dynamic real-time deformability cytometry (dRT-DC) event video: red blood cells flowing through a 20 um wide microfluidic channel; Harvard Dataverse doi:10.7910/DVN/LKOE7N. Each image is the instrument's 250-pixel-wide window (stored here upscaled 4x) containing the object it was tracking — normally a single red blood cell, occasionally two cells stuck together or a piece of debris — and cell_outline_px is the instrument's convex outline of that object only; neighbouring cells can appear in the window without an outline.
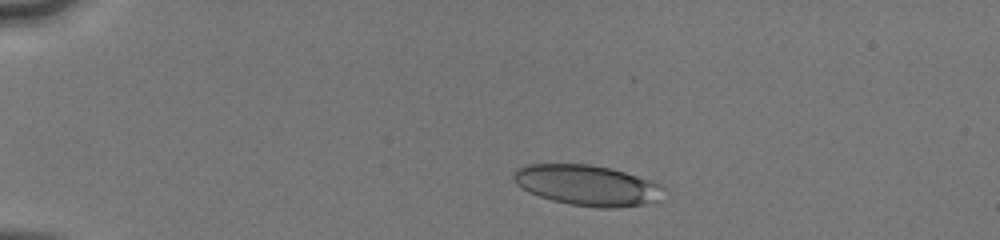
{"species": "human", "species_latin": "Homo sapiens", "temperature_condition": "cold", "stored_images_in_passage": 45, "camera_frame_rate_fps": 3000, "um_per_image_px": 0.085, "donor": {"sex": "male"}, "frame": {"image": 1, "passage_image": 6, "time_ms": 1.667, "image_size_px": [1000, 240], "cell_outline_px": [[668, 188], [660, 200], [644, 204], [620, 208], [600, 208], [572, 204], [552, 200], [528, 192], [516, 184], [512, 180], [512, 172], [516, 168], [524, 164], [588, 164], [612, 168], [652, 180], [664, 184]], "centroid_in_image_um": [49.96, 15.74], "position_along_channel_um": 35.0, "area_um2": 36.18}}
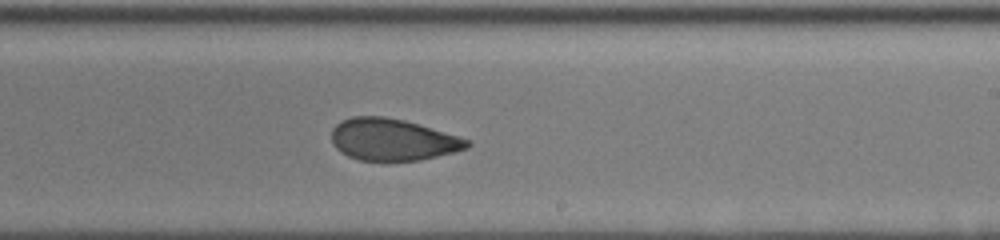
{"frame": {"image": 2, "passage_image": 27, "time_ms": 8.667, "image_size_px": [1000, 240], "cell_outline_px": [[472, 144], [468, 148], [420, 160], [360, 160], [348, 156], [340, 152], [332, 144], [332, 128], [340, 120], [352, 116], [384, 116], [404, 120], [472, 140]], "centroid_in_image_um": [33.35, 11.85], "position_along_channel_um": 255.6, "area_um2": 33.0}}
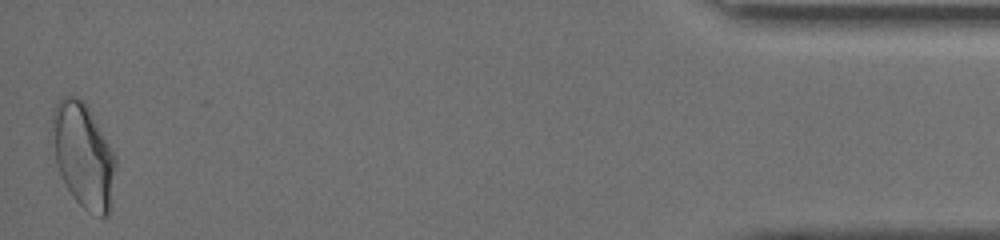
{"frame": {"image": 3, "passage_image": 45, "time_ms": 14.667, "image_size_px": [1000, 240], "cell_outline_px": [[116, 164], [108, 216], [100, 216], [88, 212], [72, 196], [56, 164], [52, 128], [52, 108], [64, 96], [76, 96], [84, 100], [88, 104], [116, 156]], "centroid_in_image_um": [7.09, 13.15], "position_along_channel_um": 428.1, "area_um2": 38.55}, "authors_computed_cell_mechanics": {"area_um2": 34.7378, "velocity_mm_per_s": 4.1255, "shape_relaxation_time_tau1_ms": null, "shape_relaxation_time_tau2_ms": 1.7149, "deformation_change_tau1": null, "deformation_change_tau2": 0.0777}}